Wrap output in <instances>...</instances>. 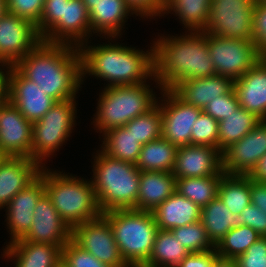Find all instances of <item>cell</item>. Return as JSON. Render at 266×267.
Listing matches in <instances>:
<instances>
[{
    "mask_svg": "<svg viewBox=\"0 0 266 267\" xmlns=\"http://www.w3.org/2000/svg\"><path fill=\"white\" fill-rule=\"evenodd\" d=\"M14 67L56 102L76 99L82 71L79 48L41 41Z\"/></svg>",
    "mask_w": 266,
    "mask_h": 267,
    "instance_id": "cell-1",
    "label": "cell"
},
{
    "mask_svg": "<svg viewBox=\"0 0 266 267\" xmlns=\"http://www.w3.org/2000/svg\"><path fill=\"white\" fill-rule=\"evenodd\" d=\"M154 46V81L160 90H171L180 81L216 75L205 32L160 36Z\"/></svg>",
    "mask_w": 266,
    "mask_h": 267,
    "instance_id": "cell-2",
    "label": "cell"
},
{
    "mask_svg": "<svg viewBox=\"0 0 266 267\" xmlns=\"http://www.w3.org/2000/svg\"><path fill=\"white\" fill-rule=\"evenodd\" d=\"M108 43L88 46L86 42L79 47L82 82L87 74L108 81V87L147 83L148 78L155 80L154 46L145 52L117 42Z\"/></svg>",
    "mask_w": 266,
    "mask_h": 267,
    "instance_id": "cell-3",
    "label": "cell"
},
{
    "mask_svg": "<svg viewBox=\"0 0 266 267\" xmlns=\"http://www.w3.org/2000/svg\"><path fill=\"white\" fill-rule=\"evenodd\" d=\"M92 184L102 213L136 209L140 170L135 164L114 159L102 150L93 157Z\"/></svg>",
    "mask_w": 266,
    "mask_h": 267,
    "instance_id": "cell-4",
    "label": "cell"
},
{
    "mask_svg": "<svg viewBox=\"0 0 266 267\" xmlns=\"http://www.w3.org/2000/svg\"><path fill=\"white\" fill-rule=\"evenodd\" d=\"M48 169L44 166L39 172L44 181L45 193L71 230L103 214L91 180Z\"/></svg>",
    "mask_w": 266,
    "mask_h": 267,
    "instance_id": "cell-5",
    "label": "cell"
},
{
    "mask_svg": "<svg viewBox=\"0 0 266 267\" xmlns=\"http://www.w3.org/2000/svg\"><path fill=\"white\" fill-rule=\"evenodd\" d=\"M119 252L129 267H142L150 257L158 231L152 212L118 209L103 213Z\"/></svg>",
    "mask_w": 266,
    "mask_h": 267,
    "instance_id": "cell-6",
    "label": "cell"
},
{
    "mask_svg": "<svg viewBox=\"0 0 266 267\" xmlns=\"http://www.w3.org/2000/svg\"><path fill=\"white\" fill-rule=\"evenodd\" d=\"M99 95L93 125L105 133L123 127L139 115L145 114L157 104V97L147 83L132 86H104Z\"/></svg>",
    "mask_w": 266,
    "mask_h": 267,
    "instance_id": "cell-7",
    "label": "cell"
},
{
    "mask_svg": "<svg viewBox=\"0 0 266 267\" xmlns=\"http://www.w3.org/2000/svg\"><path fill=\"white\" fill-rule=\"evenodd\" d=\"M76 99L56 102L38 121L33 122L32 157L41 167L42 163L61 148L70 137L76 124Z\"/></svg>",
    "mask_w": 266,
    "mask_h": 267,
    "instance_id": "cell-8",
    "label": "cell"
},
{
    "mask_svg": "<svg viewBox=\"0 0 266 267\" xmlns=\"http://www.w3.org/2000/svg\"><path fill=\"white\" fill-rule=\"evenodd\" d=\"M205 37L217 75L235 81L262 59L253 40L224 38L209 33H205Z\"/></svg>",
    "mask_w": 266,
    "mask_h": 267,
    "instance_id": "cell-9",
    "label": "cell"
},
{
    "mask_svg": "<svg viewBox=\"0 0 266 267\" xmlns=\"http://www.w3.org/2000/svg\"><path fill=\"white\" fill-rule=\"evenodd\" d=\"M256 0H211L210 14L203 32L224 38L253 40Z\"/></svg>",
    "mask_w": 266,
    "mask_h": 267,
    "instance_id": "cell-10",
    "label": "cell"
},
{
    "mask_svg": "<svg viewBox=\"0 0 266 267\" xmlns=\"http://www.w3.org/2000/svg\"><path fill=\"white\" fill-rule=\"evenodd\" d=\"M71 239L102 263L129 267L121 257L109 221L103 214L74 227Z\"/></svg>",
    "mask_w": 266,
    "mask_h": 267,
    "instance_id": "cell-11",
    "label": "cell"
},
{
    "mask_svg": "<svg viewBox=\"0 0 266 267\" xmlns=\"http://www.w3.org/2000/svg\"><path fill=\"white\" fill-rule=\"evenodd\" d=\"M162 137L179 146L191 144L192 128L203 110L185 103L172 90H161ZM164 101V102H163Z\"/></svg>",
    "mask_w": 266,
    "mask_h": 267,
    "instance_id": "cell-12",
    "label": "cell"
},
{
    "mask_svg": "<svg viewBox=\"0 0 266 267\" xmlns=\"http://www.w3.org/2000/svg\"><path fill=\"white\" fill-rule=\"evenodd\" d=\"M41 41L30 21L8 11L0 17V63L14 66Z\"/></svg>",
    "mask_w": 266,
    "mask_h": 267,
    "instance_id": "cell-13",
    "label": "cell"
},
{
    "mask_svg": "<svg viewBox=\"0 0 266 267\" xmlns=\"http://www.w3.org/2000/svg\"><path fill=\"white\" fill-rule=\"evenodd\" d=\"M265 155L266 120H261L248 134L222 151L223 171L251 175Z\"/></svg>",
    "mask_w": 266,
    "mask_h": 267,
    "instance_id": "cell-14",
    "label": "cell"
},
{
    "mask_svg": "<svg viewBox=\"0 0 266 267\" xmlns=\"http://www.w3.org/2000/svg\"><path fill=\"white\" fill-rule=\"evenodd\" d=\"M33 123L7 100L0 108V153L4 157H32Z\"/></svg>",
    "mask_w": 266,
    "mask_h": 267,
    "instance_id": "cell-15",
    "label": "cell"
},
{
    "mask_svg": "<svg viewBox=\"0 0 266 267\" xmlns=\"http://www.w3.org/2000/svg\"><path fill=\"white\" fill-rule=\"evenodd\" d=\"M91 35L93 36L89 11L83 1L63 0L62 17L41 40L79 48L82 44L89 42Z\"/></svg>",
    "mask_w": 266,
    "mask_h": 267,
    "instance_id": "cell-16",
    "label": "cell"
},
{
    "mask_svg": "<svg viewBox=\"0 0 266 267\" xmlns=\"http://www.w3.org/2000/svg\"><path fill=\"white\" fill-rule=\"evenodd\" d=\"M8 100L32 123L41 119L56 103L14 66H11L8 74Z\"/></svg>",
    "mask_w": 266,
    "mask_h": 267,
    "instance_id": "cell-17",
    "label": "cell"
},
{
    "mask_svg": "<svg viewBox=\"0 0 266 267\" xmlns=\"http://www.w3.org/2000/svg\"><path fill=\"white\" fill-rule=\"evenodd\" d=\"M33 212L32 225L21 239L52 244L62 250L71 239L72 230L59 216L46 193L40 197Z\"/></svg>",
    "mask_w": 266,
    "mask_h": 267,
    "instance_id": "cell-18",
    "label": "cell"
},
{
    "mask_svg": "<svg viewBox=\"0 0 266 267\" xmlns=\"http://www.w3.org/2000/svg\"><path fill=\"white\" fill-rule=\"evenodd\" d=\"M225 173L222 152L214 146L185 145L176 152L172 174L176 179L215 176Z\"/></svg>",
    "mask_w": 266,
    "mask_h": 267,
    "instance_id": "cell-19",
    "label": "cell"
},
{
    "mask_svg": "<svg viewBox=\"0 0 266 267\" xmlns=\"http://www.w3.org/2000/svg\"><path fill=\"white\" fill-rule=\"evenodd\" d=\"M44 193V181L39 175L4 207L6 208V224L11 236V241L8 243L21 239L29 231L33 222V211Z\"/></svg>",
    "mask_w": 266,
    "mask_h": 267,
    "instance_id": "cell-20",
    "label": "cell"
},
{
    "mask_svg": "<svg viewBox=\"0 0 266 267\" xmlns=\"http://www.w3.org/2000/svg\"><path fill=\"white\" fill-rule=\"evenodd\" d=\"M41 168L31 158L3 157L0 161V209L32 183L39 176Z\"/></svg>",
    "mask_w": 266,
    "mask_h": 267,
    "instance_id": "cell-21",
    "label": "cell"
},
{
    "mask_svg": "<svg viewBox=\"0 0 266 267\" xmlns=\"http://www.w3.org/2000/svg\"><path fill=\"white\" fill-rule=\"evenodd\" d=\"M233 89V79L216 74L180 81L171 90L185 103L204 110L209 102L220 95L229 94Z\"/></svg>",
    "mask_w": 266,
    "mask_h": 267,
    "instance_id": "cell-22",
    "label": "cell"
},
{
    "mask_svg": "<svg viewBox=\"0 0 266 267\" xmlns=\"http://www.w3.org/2000/svg\"><path fill=\"white\" fill-rule=\"evenodd\" d=\"M239 106L266 120V61L262 58L234 81Z\"/></svg>",
    "mask_w": 266,
    "mask_h": 267,
    "instance_id": "cell-23",
    "label": "cell"
},
{
    "mask_svg": "<svg viewBox=\"0 0 266 267\" xmlns=\"http://www.w3.org/2000/svg\"><path fill=\"white\" fill-rule=\"evenodd\" d=\"M3 251V257L15 260V267H56L62 260L58 246L23 239L8 243Z\"/></svg>",
    "mask_w": 266,
    "mask_h": 267,
    "instance_id": "cell-24",
    "label": "cell"
},
{
    "mask_svg": "<svg viewBox=\"0 0 266 267\" xmlns=\"http://www.w3.org/2000/svg\"><path fill=\"white\" fill-rule=\"evenodd\" d=\"M128 15H133V12L125 0H100L89 11L91 32L105 39L111 37L110 41L118 38L122 35Z\"/></svg>",
    "mask_w": 266,
    "mask_h": 267,
    "instance_id": "cell-25",
    "label": "cell"
},
{
    "mask_svg": "<svg viewBox=\"0 0 266 267\" xmlns=\"http://www.w3.org/2000/svg\"><path fill=\"white\" fill-rule=\"evenodd\" d=\"M176 191L172 172L140 171L137 210L152 212Z\"/></svg>",
    "mask_w": 266,
    "mask_h": 267,
    "instance_id": "cell-26",
    "label": "cell"
},
{
    "mask_svg": "<svg viewBox=\"0 0 266 267\" xmlns=\"http://www.w3.org/2000/svg\"><path fill=\"white\" fill-rule=\"evenodd\" d=\"M152 213L159 229L171 230L200 221L201 208L175 191Z\"/></svg>",
    "mask_w": 266,
    "mask_h": 267,
    "instance_id": "cell-27",
    "label": "cell"
},
{
    "mask_svg": "<svg viewBox=\"0 0 266 267\" xmlns=\"http://www.w3.org/2000/svg\"><path fill=\"white\" fill-rule=\"evenodd\" d=\"M177 146L162 136L142 145L139 159L135 164L140 171L172 172Z\"/></svg>",
    "mask_w": 266,
    "mask_h": 267,
    "instance_id": "cell-28",
    "label": "cell"
},
{
    "mask_svg": "<svg viewBox=\"0 0 266 267\" xmlns=\"http://www.w3.org/2000/svg\"><path fill=\"white\" fill-rule=\"evenodd\" d=\"M237 215L231 213L223 201L217 197L201 209L200 221L202 222L207 237L216 246L218 242L238 225L235 222Z\"/></svg>",
    "mask_w": 266,
    "mask_h": 267,
    "instance_id": "cell-29",
    "label": "cell"
},
{
    "mask_svg": "<svg viewBox=\"0 0 266 267\" xmlns=\"http://www.w3.org/2000/svg\"><path fill=\"white\" fill-rule=\"evenodd\" d=\"M189 254L171 230L158 229L149 260L142 267H178Z\"/></svg>",
    "mask_w": 266,
    "mask_h": 267,
    "instance_id": "cell-30",
    "label": "cell"
},
{
    "mask_svg": "<svg viewBox=\"0 0 266 267\" xmlns=\"http://www.w3.org/2000/svg\"><path fill=\"white\" fill-rule=\"evenodd\" d=\"M210 3L211 0H165L164 15L173 11L187 32H202L208 22Z\"/></svg>",
    "mask_w": 266,
    "mask_h": 267,
    "instance_id": "cell-31",
    "label": "cell"
},
{
    "mask_svg": "<svg viewBox=\"0 0 266 267\" xmlns=\"http://www.w3.org/2000/svg\"><path fill=\"white\" fill-rule=\"evenodd\" d=\"M102 135L101 150L105 154L114 159L137 163L142 145L125 126L110 129Z\"/></svg>",
    "mask_w": 266,
    "mask_h": 267,
    "instance_id": "cell-32",
    "label": "cell"
},
{
    "mask_svg": "<svg viewBox=\"0 0 266 267\" xmlns=\"http://www.w3.org/2000/svg\"><path fill=\"white\" fill-rule=\"evenodd\" d=\"M218 197L232 214H240L251 203L250 175L224 173L221 176Z\"/></svg>",
    "mask_w": 266,
    "mask_h": 267,
    "instance_id": "cell-33",
    "label": "cell"
},
{
    "mask_svg": "<svg viewBox=\"0 0 266 267\" xmlns=\"http://www.w3.org/2000/svg\"><path fill=\"white\" fill-rule=\"evenodd\" d=\"M261 119L254 113L238 107L234 113L219 121L218 149L222 152L230 144L239 141L248 134Z\"/></svg>",
    "mask_w": 266,
    "mask_h": 267,
    "instance_id": "cell-34",
    "label": "cell"
},
{
    "mask_svg": "<svg viewBox=\"0 0 266 267\" xmlns=\"http://www.w3.org/2000/svg\"><path fill=\"white\" fill-rule=\"evenodd\" d=\"M176 179V191L198 205L201 209L218 197L221 176Z\"/></svg>",
    "mask_w": 266,
    "mask_h": 267,
    "instance_id": "cell-35",
    "label": "cell"
},
{
    "mask_svg": "<svg viewBox=\"0 0 266 267\" xmlns=\"http://www.w3.org/2000/svg\"><path fill=\"white\" fill-rule=\"evenodd\" d=\"M261 236L249 226L232 228L215 246L219 257L236 259Z\"/></svg>",
    "mask_w": 266,
    "mask_h": 267,
    "instance_id": "cell-36",
    "label": "cell"
},
{
    "mask_svg": "<svg viewBox=\"0 0 266 267\" xmlns=\"http://www.w3.org/2000/svg\"><path fill=\"white\" fill-rule=\"evenodd\" d=\"M125 127L132 133L141 145L162 136L161 110L157 103L145 114L129 121Z\"/></svg>",
    "mask_w": 266,
    "mask_h": 267,
    "instance_id": "cell-37",
    "label": "cell"
},
{
    "mask_svg": "<svg viewBox=\"0 0 266 267\" xmlns=\"http://www.w3.org/2000/svg\"><path fill=\"white\" fill-rule=\"evenodd\" d=\"M171 232L190 253L215 249V246L207 237L206 230L201 221L173 228Z\"/></svg>",
    "mask_w": 266,
    "mask_h": 267,
    "instance_id": "cell-38",
    "label": "cell"
},
{
    "mask_svg": "<svg viewBox=\"0 0 266 267\" xmlns=\"http://www.w3.org/2000/svg\"><path fill=\"white\" fill-rule=\"evenodd\" d=\"M192 128L191 145H207L218 148L219 122L210 115L201 112Z\"/></svg>",
    "mask_w": 266,
    "mask_h": 267,
    "instance_id": "cell-39",
    "label": "cell"
},
{
    "mask_svg": "<svg viewBox=\"0 0 266 267\" xmlns=\"http://www.w3.org/2000/svg\"><path fill=\"white\" fill-rule=\"evenodd\" d=\"M61 261L68 267H112L100 262L95 256L82 249L72 239L62 248Z\"/></svg>",
    "mask_w": 266,
    "mask_h": 267,
    "instance_id": "cell-40",
    "label": "cell"
},
{
    "mask_svg": "<svg viewBox=\"0 0 266 267\" xmlns=\"http://www.w3.org/2000/svg\"><path fill=\"white\" fill-rule=\"evenodd\" d=\"M6 11L30 21L36 27L44 9L45 0H5Z\"/></svg>",
    "mask_w": 266,
    "mask_h": 267,
    "instance_id": "cell-41",
    "label": "cell"
},
{
    "mask_svg": "<svg viewBox=\"0 0 266 267\" xmlns=\"http://www.w3.org/2000/svg\"><path fill=\"white\" fill-rule=\"evenodd\" d=\"M238 107L239 100L235 89H233L229 94L220 95L209 102L203 111L219 122L234 113Z\"/></svg>",
    "mask_w": 266,
    "mask_h": 267,
    "instance_id": "cell-42",
    "label": "cell"
},
{
    "mask_svg": "<svg viewBox=\"0 0 266 267\" xmlns=\"http://www.w3.org/2000/svg\"><path fill=\"white\" fill-rule=\"evenodd\" d=\"M238 226H249L261 237H266V213L252 203L246 206L235 218Z\"/></svg>",
    "mask_w": 266,
    "mask_h": 267,
    "instance_id": "cell-43",
    "label": "cell"
},
{
    "mask_svg": "<svg viewBox=\"0 0 266 267\" xmlns=\"http://www.w3.org/2000/svg\"><path fill=\"white\" fill-rule=\"evenodd\" d=\"M235 261L238 267H266V237H260Z\"/></svg>",
    "mask_w": 266,
    "mask_h": 267,
    "instance_id": "cell-44",
    "label": "cell"
},
{
    "mask_svg": "<svg viewBox=\"0 0 266 267\" xmlns=\"http://www.w3.org/2000/svg\"><path fill=\"white\" fill-rule=\"evenodd\" d=\"M253 41L261 55L266 54V4L255 1L253 14Z\"/></svg>",
    "mask_w": 266,
    "mask_h": 267,
    "instance_id": "cell-45",
    "label": "cell"
},
{
    "mask_svg": "<svg viewBox=\"0 0 266 267\" xmlns=\"http://www.w3.org/2000/svg\"><path fill=\"white\" fill-rule=\"evenodd\" d=\"M63 0H45L36 30L42 38L62 17Z\"/></svg>",
    "mask_w": 266,
    "mask_h": 267,
    "instance_id": "cell-46",
    "label": "cell"
},
{
    "mask_svg": "<svg viewBox=\"0 0 266 267\" xmlns=\"http://www.w3.org/2000/svg\"><path fill=\"white\" fill-rule=\"evenodd\" d=\"M128 8L141 18L164 16L165 0H125Z\"/></svg>",
    "mask_w": 266,
    "mask_h": 267,
    "instance_id": "cell-47",
    "label": "cell"
},
{
    "mask_svg": "<svg viewBox=\"0 0 266 267\" xmlns=\"http://www.w3.org/2000/svg\"><path fill=\"white\" fill-rule=\"evenodd\" d=\"M215 249L199 253H190L178 265V267H213L218 258Z\"/></svg>",
    "mask_w": 266,
    "mask_h": 267,
    "instance_id": "cell-48",
    "label": "cell"
},
{
    "mask_svg": "<svg viewBox=\"0 0 266 267\" xmlns=\"http://www.w3.org/2000/svg\"><path fill=\"white\" fill-rule=\"evenodd\" d=\"M250 197L251 203L266 213V183L250 176Z\"/></svg>",
    "mask_w": 266,
    "mask_h": 267,
    "instance_id": "cell-49",
    "label": "cell"
},
{
    "mask_svg": "<svg viewBox=\"0 0 266 267\" xmlns=\"http://www.w3.org/2000/svg\"><path fill=\"white\" fill-rule=\"evenodd\" d=\"M0 66V100H8V74L11 65L0 63ZM2 69L5 71H3Z\"/></svg>",
    "mask_w": 266,
    "mask_h": 267,
    "instance_id": "cell-50",
    "label": "cell"
},
{
    "mask_svg": "<svg viewBox=\"0 0 266 267\" xmlns=\"http://www.w3.org/2000/svg\"><path fill=\"white\" fill-rule=\"evenodd\" d=\"M250 176L257 181L266 183V155L260 160L257 168Z\"/></svg>",
    "mask_w": 266,
    "mask_h": 267,
    "instance_id": "cell-51",
    "label": "cell"
},
{
    "mask_svg": "<svg viewBox=\"0 0 266 267\" xmlns=\"http://www.w3.org/2000/svg\"><path fill=\"white\" fill-rule=\"evenodd\" d=\"M213 267H238V265L235 259H227V258L218 257L215 260Z\"/></svg>",
    "mask_w": 266,
    "mask_h": 267,
    "instance_id": "cell-52",
    "label": "cell"
},
{
    "mask_svg": "<svg viewBox=\"0 0 266 267\" xmlns=\"http://www.w3.org/2000/svg\"><path fill=\"white\" fill-rule=\"evenodd\" d=\"M84 5L87 7L88 11H90L97 2L100 0H82Z\"/></svg>",
    "mask_w": 266,
    "mask_h": 267,
    "instance_id": "cell-53",
    "label": "cell"
},
{
    "mask_svg": "<svg viewBox=\"0 0 266 267\" xmlns=\"http://www.w3.org/2000/svg\"><path fill=\"white\" fill-rule=\"evenodd\" d=\"M6 12V1L0 0V17Z\"/></svg>",
    "mask_w": 266,
    "mask_h": 267,
    "instance_id": "cell-54",
    "label": "cell"
},
{
    "mask_svg": "<svg viewBox=\"0 0 266 267\" xmlns=\"http://www.w3.org/2000/svg\"><path fill=\"white\" fill-rule=\"evenodd\" d=\"M56 267H68V266L61 261Z\"/></svg>",
    "mask_w": 266,
    "mask_h": 267,
    "instance_id": "cell-55",
    "label": "cell"
},
{
    "mask_svg": "<svg viewBox=\"0 0 266 267\" xmlns=\"http://www.w3.org/2000/svg\"><path fill=\"white\" fill-rule=\"evenodd\" d=\"M7 100H0V108Z\"/></svg>",
    "mask_w": 266,
    "mask_h": 267,
    "instance_id": "cell-56",
    "label": "cell"
},
{
    "mask_svg": "<svg viewBox=\"0 0 266 267\" xmlns=\"http://www.w3.org/2000/svg\"><path fill=\"white\" fill-rule=\"evenodd\" d=\"M262 58L266 61V54L262 55Z\"/></svg>",
    "mask_w": 266,
    "mask_h": 267,
    "instance_id": "cell-57",
    "label": "cell"
},
{
    "mask_svg": "<svg viewBox=\"0 0 266 267\" xmlns=\"http://www.w3.org/2000/svg\"><path fill=\"white\" fill-rule=\"evenodd\" d=\"M3 157H4V156L0 153V161L3 159Z\"/></svg>",
    "mask_w": 266,
    "mask_h": 267,
    "instance_id": "cell-58",
    "label": "cell"
}]
</instances>
